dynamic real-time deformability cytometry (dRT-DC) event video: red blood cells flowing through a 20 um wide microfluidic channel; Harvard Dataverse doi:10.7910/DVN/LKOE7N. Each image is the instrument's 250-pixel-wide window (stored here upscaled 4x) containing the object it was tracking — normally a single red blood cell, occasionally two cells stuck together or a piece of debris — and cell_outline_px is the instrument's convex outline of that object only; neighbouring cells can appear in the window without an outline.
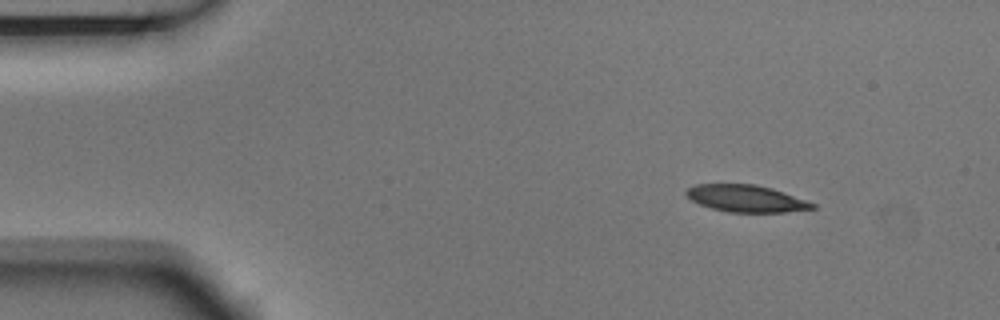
{"species": "Egyptian fruit bat (a non-hibernating species)", "species_latin": "Rousettus aegyptiacus", "temperature_condition": "room temperature", "stored_images_in_passage": 5, "camera_frame_rate_fps": 3000, "um_per_image_px": 0.085, "animal": {"sex": "male"}, "frame": {"image": 1, "passage_image": 1, "time_ms": 0.0, "image_size_px": [1000, 320], "cell_outline_px": [[816, 208], [784, 212], [728, 212], [712, 208], [700, 204], [692, 200], [684, 192], [688, 188], [696, 184], [756, 184], [772, 188], [816, 204]], "centroid_in_image_um": [63.41, 16.87], "position_along_channel_um": 21.6, "area_um2": 19.65}}
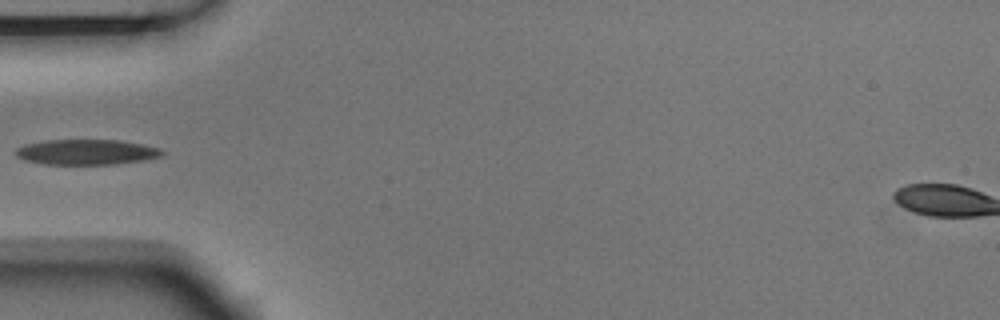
{"frame": {"image": 2, "passage_image": 4, "time_ms": 1.0, "image_size_px": [1000, 320], "cell_outline_px": [[164, 156], [144, 160], [116, 164], [44, 164], [24, 160], [16, 156], [12, 152], [16, 148], [24, 144], [44, 140], [120, 140], [160, 148], [164, 152]], "centroid_in_image_um": [7.31, 12.92], "position_along_channel_um": 77.7, "area_um2": 21.79}}
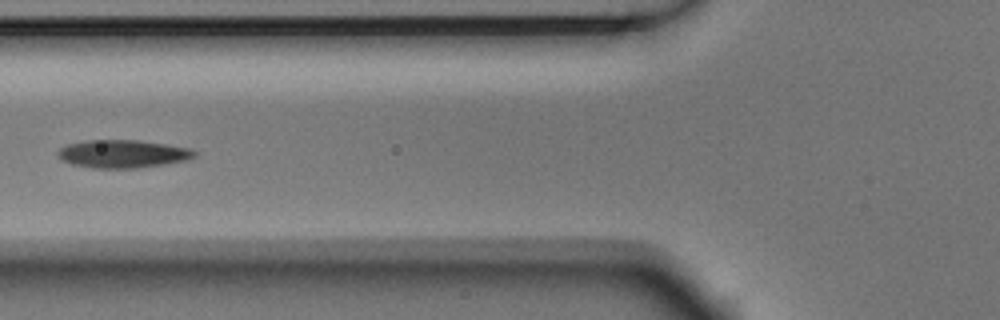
{"frame": {"image": 3, "passage_image": 5, "time_ms": 1.333, "image_size_px": [1000, 320], "cell_outline_px": [[196, 156], [188, 160], [164, 164], [136, 168], [92, 168], [72, 164], [56, 156], [56, 152], [60, 148], [68, 144], [84, 140], [140, 140], [192, 148], [196, 152]], "centroid_in_image_um": [10.44, 13.07], "position_along_channel_um": 115.4, "area_um2": 22.43}}